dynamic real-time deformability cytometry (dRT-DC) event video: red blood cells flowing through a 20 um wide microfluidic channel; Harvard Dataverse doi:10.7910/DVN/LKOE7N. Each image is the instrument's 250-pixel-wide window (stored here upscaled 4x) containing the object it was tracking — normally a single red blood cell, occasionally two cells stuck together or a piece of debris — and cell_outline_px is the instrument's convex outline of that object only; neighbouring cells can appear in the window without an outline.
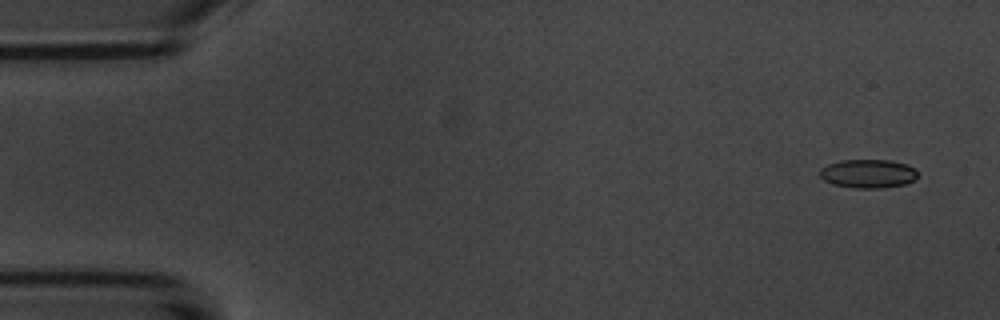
{"species": "common noctule bat (a hibernating species)", "species_latin": "Nyctalus noctula", "temperature_condition": "room temperature", "stored_images_in_passage": 7, "camera_frame_rate_fps": 3000, "um_per_image_px": 0.085, "animal": {"sex": "male", "body_mass_g": 20.1, "forearm_length_mm": 53.5}, "frame": {"image": 1, "passage_image": 1, "time_ms": 0.0, "image_size_px": [1000, 320], "cell_outline_px": [[916, 180], [904, 184], [880, 188], [856, 188], [832, 184], [824, 180], [820, 176], [820, 168], [828, 164], [840, 160], [892, 160], [908, 164], [916, 168]], "centroid_in_image_um": [73.8, 14.75], "position_along_channel_um": 11.2, "area_um2": 16.47}}
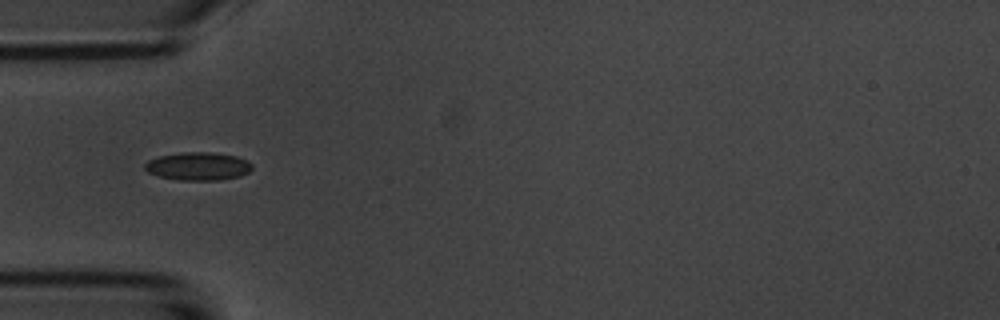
{"frame": {"image": 2, "passage_image": 5, "time_ms": 4.667, "image_size_px": [1000, 320], "cell_outline_px": [[252, 168], [248, 172], [240, 176], [220, 180], [180, 180], [156, 176], [148, 172], [144, 168], [144, 164], [148, 160], [160, 156], [180, 152], [208, 152], [236, 156], [248, 160], [252, 164]], "centroid_in_image_um": [16.83, 14.13], "position_along_channel_um": 68.2, "area_um2": 17.63}}
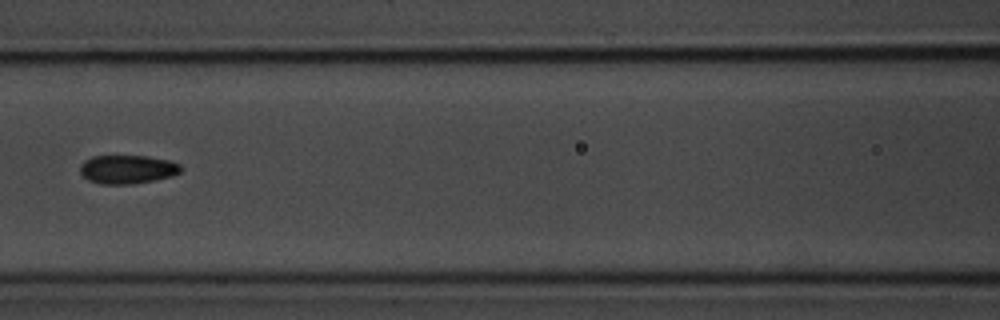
{"frame": {"image": 3, "passage_image": 7, "time_ms": 7.0, "image_size_px": [1000, 320], "cell_outline_px": [[180, 172], [172, 176], [156, 180], [132, 184], [100, 184], [88, 180], [80, 172], [80, 164], [84, 160], [92, 156], [148, 156], [168, 160], [180, 164]], "centroid_in_image_um": [10.81, 14.39], "position_along_channel_um": 155.8, "area_um2": 16.88}}